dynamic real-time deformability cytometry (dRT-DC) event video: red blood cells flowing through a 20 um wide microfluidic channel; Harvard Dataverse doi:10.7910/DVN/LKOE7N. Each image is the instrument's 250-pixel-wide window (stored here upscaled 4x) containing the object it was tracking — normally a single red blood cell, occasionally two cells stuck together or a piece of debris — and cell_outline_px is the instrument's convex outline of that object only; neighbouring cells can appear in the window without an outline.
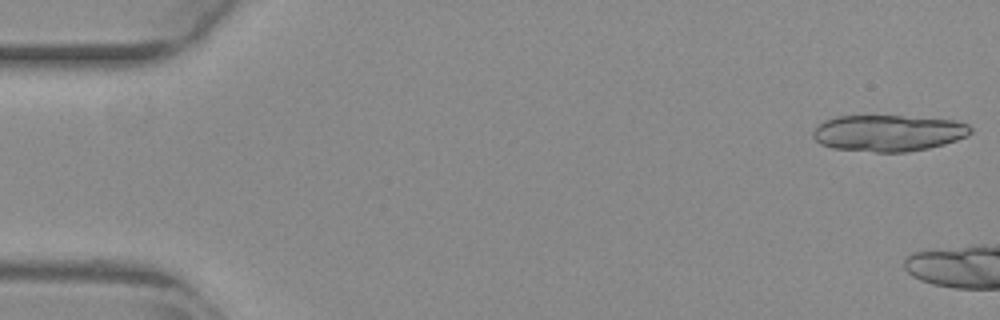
{"species": "common noctule bat (a hibernating species)", "species_latin": "Nyctalus noctula", "temperature_condition": "warm", "stored_images_in_passage": 9, "camera_frame_rate_fps": 3000, "um_per_image_px": 0.085, "animal": {"sex": "female", "body_mass_g": 29.2, "forearm_length_mm": 56.3}, "frame": {"image": 1, "passage_image": 1, "time_ms": 0.0, "image_size_px": [1000, 320], "cell_outline_px": [[972, 132], [968, 136], [944, 144], [928, 148], [904, 152], [876, 152], [832, 148], [820, 144], [812, 136], [812, 132], [824, 120], [836, 116], [900, 116], [956, 120], [968, 124], [972, 128]], "centroid_in_image_um": [75.51, 11.31], "position_along_channel_um": 9.5, "area_um2": 33.47}}